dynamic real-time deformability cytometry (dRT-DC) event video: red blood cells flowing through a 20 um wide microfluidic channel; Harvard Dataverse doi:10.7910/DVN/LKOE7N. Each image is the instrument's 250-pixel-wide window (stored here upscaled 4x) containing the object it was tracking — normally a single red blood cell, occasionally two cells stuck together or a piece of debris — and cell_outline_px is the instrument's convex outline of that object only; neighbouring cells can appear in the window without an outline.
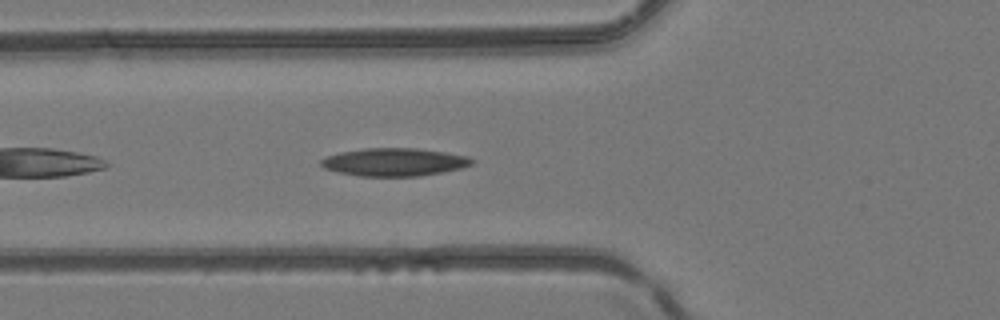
{"species": "common noctule bat (a hibernating species)", "species_latin": "Nyctalus noctula", "temperature_condition": "room temperature", "stored_images_in_passage": 34, "camera_frame_rate_fps": 3000, "um_per_image_px": 0.085, "animal": {"sex": "female", "body_mass_g": 24.6, "forearm_length_mm": 56.2}, "frame": {"image": 1, "passage_image": 4, "time_ms": 1.0, "image_size_px": [1000, 320], "cell_outline_px": [[476, 160], [472, 164], [460, 168], [420, 176], [360, 176], [336, 172], [324, 168], [320, 164], [320, 160], [324, 156], [340, 152], [364, 148], [416, 148], [444, 152], [468, 156]], "centroid_in_image_um": [33.47, 13.77], "position_along_channel_um": 92.3, "area_um2": 24.62}}
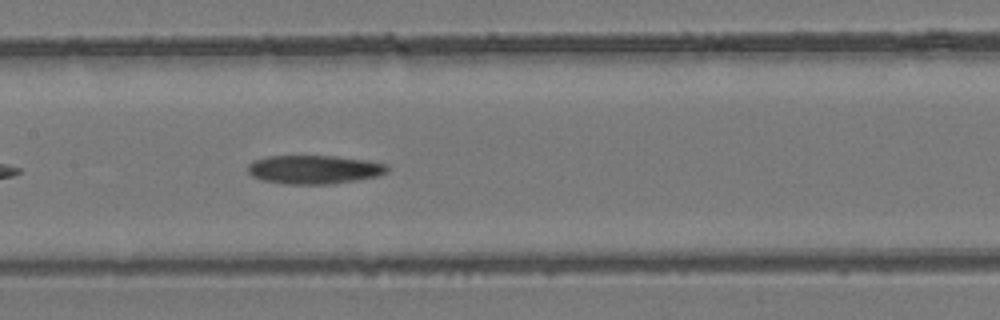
{"frame": {"image": 2, "passage_image": 10, "time_ms": 3.0, "image_size_px": [1000, 320], "cell_outline_px": [[388, 172], [376, 176], [356, 180], [332, 184], [284, 184], [264, 180], [252, 176], [248, 172], [248, 164], [252, 160], [268, 156], [336, 156], [368, 160], [384, 164], [388, 168]], "centroid_in_image_um": [26.68, 14.4], "position_along_channel_um": 180.7, "area_um2": 23.29}}
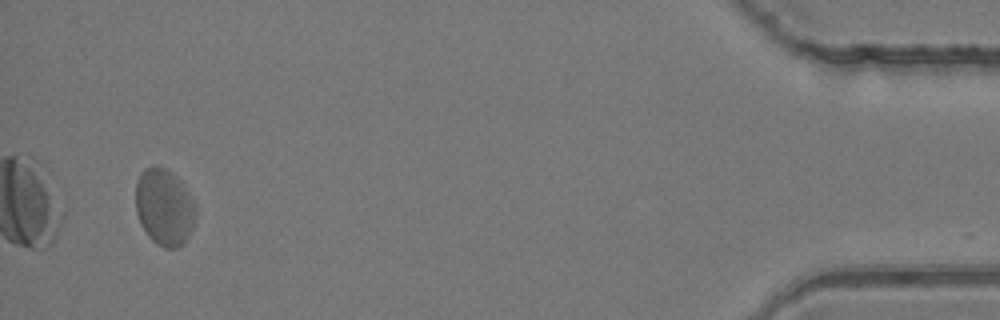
{"frame": {"image": 3, "passage_image": 32, "time_ms": 10.333, "image_size_px": [1000, 320], "cell_outline_px": [[196, 220], [184, 244], [176, 248], [164, 248], [156, 244], [148, 236], [140, 224], [136, 212], [136, 180], [140, 172], [144, 168], [152, 164], [156, 164], [168, 168], [176, 176], [188, 192], [196, 204]], "centroid_in_image_um": [13.96, 17.58], "position_along_channel_um": 421.2, "area_um2": 27.46}}